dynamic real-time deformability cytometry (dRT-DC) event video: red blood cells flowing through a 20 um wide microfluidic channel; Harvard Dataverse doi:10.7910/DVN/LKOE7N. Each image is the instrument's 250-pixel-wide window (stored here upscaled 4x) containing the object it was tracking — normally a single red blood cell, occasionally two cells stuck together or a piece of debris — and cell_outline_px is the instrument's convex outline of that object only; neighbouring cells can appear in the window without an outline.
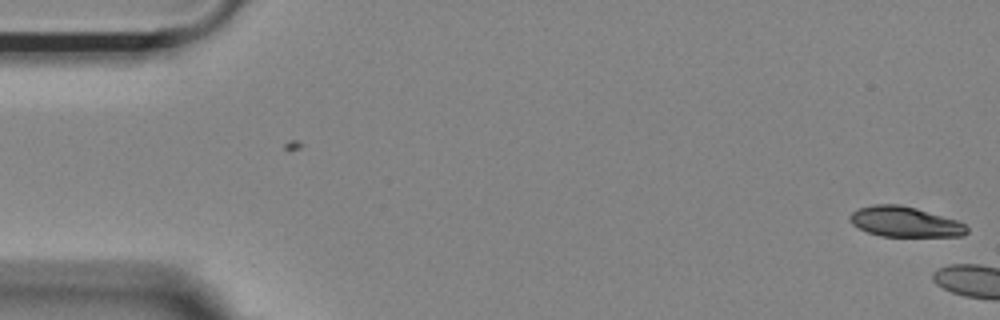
{"species": "Egyptian fruit bat (a non-hibernating species)", "species_latin": "Rousettus aegyptiacus", "temperature_condition": "room temperature", "stored_images_in_passage": 6, "camera_frame_rate_fps": 3000, "um_per_image_px": 0.085, "animal": {"sex": "female"}, "frame": {"image": 1, "passage_image": 6, "time_ms": 1.667, "image_size_px": [1000, 320], "cell_outline_px": [[968, 232], [964, 236], [880, 236], [868, 232], [852, 224], [848, 220], [848, 216], [852, 212], [860, 208], [872, 204], [900, 204], [916, 208], [956, 220], [964, 224], [968, 228]], "centroid_in_image_um": [76.89, 18.85], "position_along_channel_um": 8.1, "area_um2": 20.58}}